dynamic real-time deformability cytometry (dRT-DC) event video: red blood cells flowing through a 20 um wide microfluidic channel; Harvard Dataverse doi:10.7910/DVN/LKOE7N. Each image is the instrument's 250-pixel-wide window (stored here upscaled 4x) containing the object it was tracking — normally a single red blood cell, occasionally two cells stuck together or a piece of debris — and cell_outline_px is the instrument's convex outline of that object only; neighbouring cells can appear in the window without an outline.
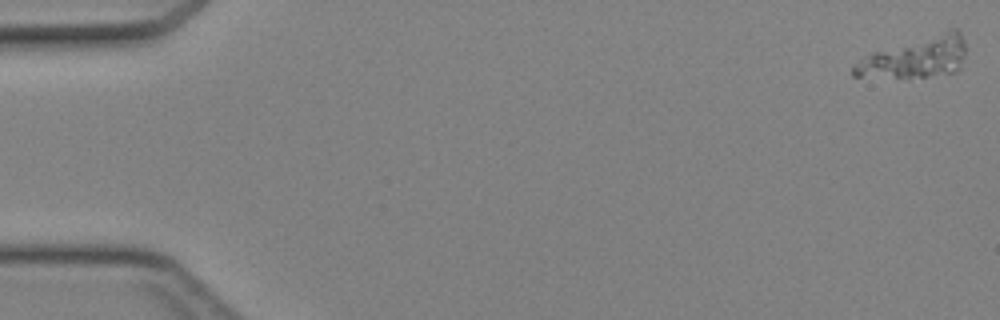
{"species": "Egyptian fruit bat (a non-hibernating species)", "species_latin": "Rousettus aegyptiacus", "temperature_condition": "cold", "stored_images_in_passage": 46, "camera_frame_rate_fps": 3000, "um_per_image_px": 0.085, "animal": {"sex": "female"}, "frame": {"image": 1, "passage_image": 1, "time_ms": 0.0, "image_size_px": [1000, 320], "cell_outline_px": [[964, 56], [960, 68], [956, 72], [908, 80], [852, 76], [852, 68], [856, 64], [872, 52], [948, 28], [956, 28], [960, 32], [964, 40]], "centroid_in_image_um": [77.83, 4.91], "position_along_channel_um": 7.2, "area_um2": 27.63}}
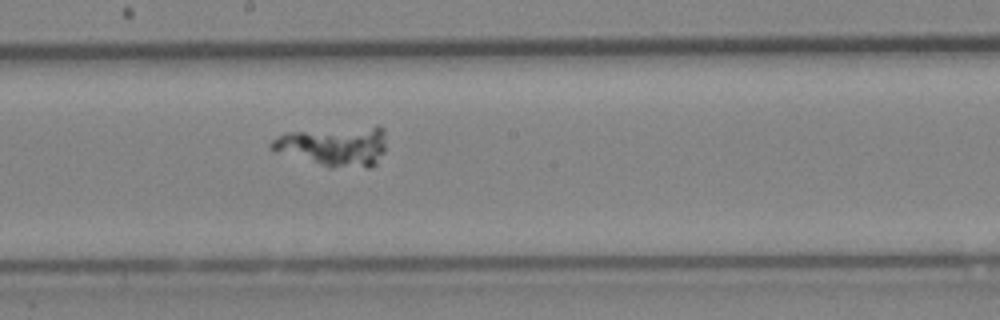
{"frame": {"image": 2, "passage_image": 26, "time_ms": 8.333, "image_size_px": [1000, 320], "cell_outline_px": [[384, 152], [376, 164], [368, 168], [328, 168], [276, 152], [268, 148], [268, 144], [276, 136], [284, 132], [376, 124], [380, 124], [384, 128]], "centroid_in_image_um": [28.38, 12.41], "position_along_channel_um": 219.8, "area_um2": 27.92}}
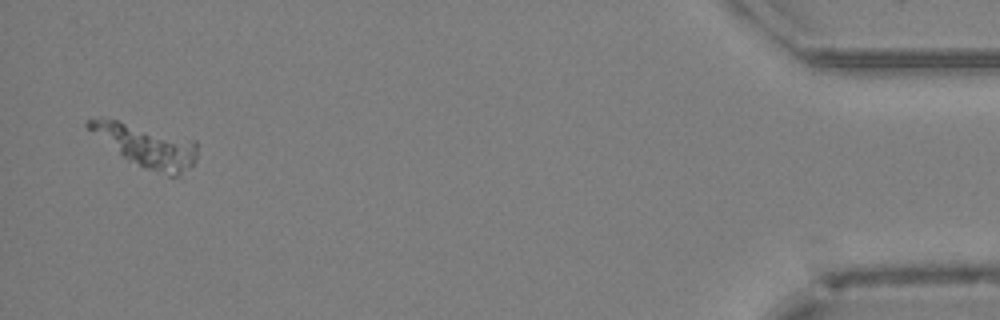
{"frame": {"image": 3, "passage_image": 45, "time_ms": 14.667, "image_size_px": [1000, 320], "cell_outline_px": [[196, 160], [180, 176], [168, 176], [144, 168], [128, 160], [88, 128], [84, 124], [88, 120], [100, 116], [196, 140]], "centroid_in_image_um": [12.47, 12.39], "position_along_channel_um": 422.7, "area_um2": 26.18}}